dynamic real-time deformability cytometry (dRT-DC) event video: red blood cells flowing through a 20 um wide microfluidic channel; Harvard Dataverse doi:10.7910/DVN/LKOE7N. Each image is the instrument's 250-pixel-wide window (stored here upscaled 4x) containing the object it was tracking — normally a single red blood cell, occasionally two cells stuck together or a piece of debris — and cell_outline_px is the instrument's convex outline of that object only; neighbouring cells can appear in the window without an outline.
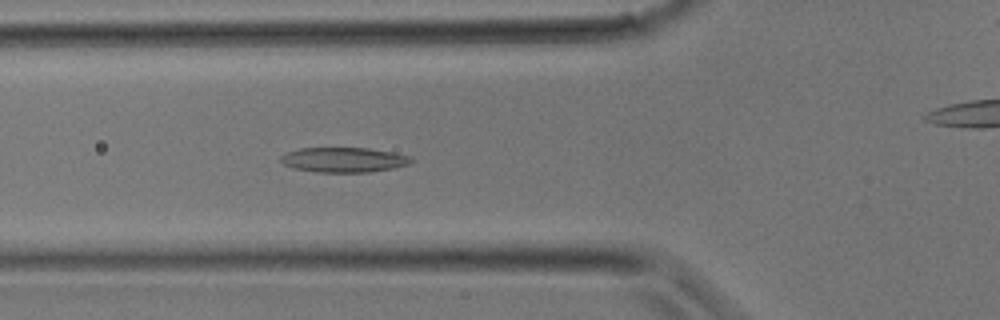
{"species": "common noctule bat (a hibernating species)", "species_latin": "Nyctalus noctula", "temperature_condition": "room temperature", "stored_images_in_passage": 29, "camera_frame_rate_fps": 3000, "um_per_image_px": 0.085, "animal": {"sex": "male", "body_mass_g": 17.9}, "frame": {"image": 1, "passage_image": 7, "time_ms": 2.0, "image_size_px": [1000, 320], "cell_outline_px": [[416, 160], [408, 164], [392, 168], [368, 172], [316, 172], [292, 168], [284, 164], [280, 160], [280, 156], [288, 152], [300, 148], [368, 148], [392, 152], [412, 156]], "centroid_in_image_um": [29.24, 13.58], "position_along_channel_um": 96.6, "area_um2": 18.96}}
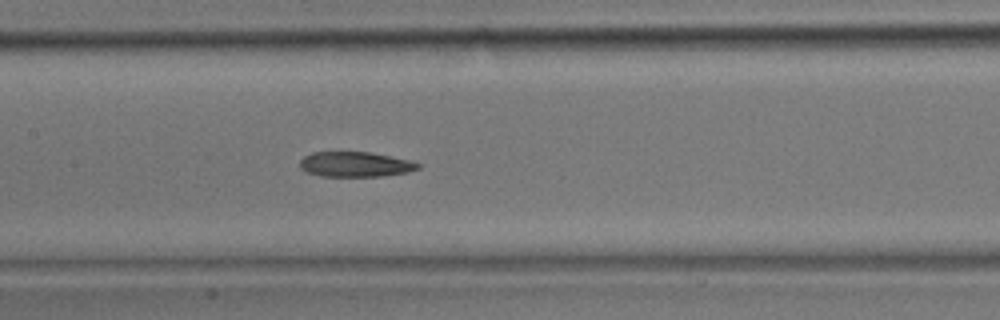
{"frame": {"image": 2, "passage_image": 11, "time_ms": 3.333, "image_size_px": [1000, 320], "cell_outline_px": [[420, 168], [408, 172], [384, 176], [320, 176], [304, 172], [300, 168], [300, 160], [304, 156], [312, 152], [372, 152], [408, 160], [420, 164]], "centroid_in_image_um": [30.16, 13.97], "position_along_channel_um": 177.2, "area_um2": 17.34}}
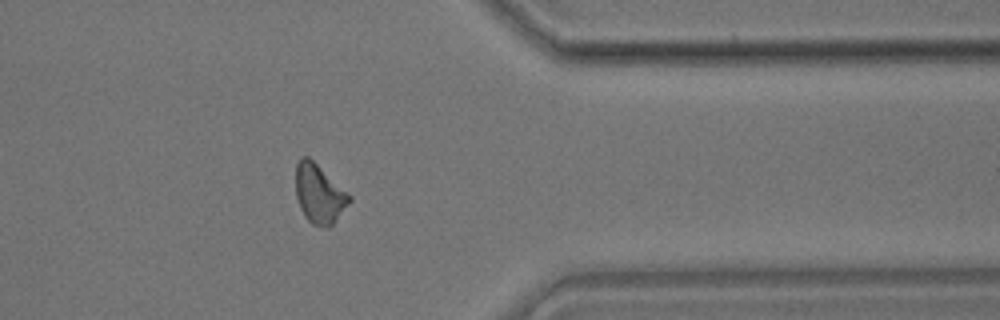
{"frame": {"image": 3, "passage_image": 22, "time_ms": 7.0, "image_size_px": [1000, 320], "cell_outline_px": [[352, 200], [332, 224], [328, 228], [312, 224], [304, 216], [300, 208], [296, 196], [296, 164], [300, 156], [308, 156], [352, 196]], "centroid_in_image_um": [27.12, 16.47], "position_along_channel_um": 384.3, "area_um2": 18.38}}